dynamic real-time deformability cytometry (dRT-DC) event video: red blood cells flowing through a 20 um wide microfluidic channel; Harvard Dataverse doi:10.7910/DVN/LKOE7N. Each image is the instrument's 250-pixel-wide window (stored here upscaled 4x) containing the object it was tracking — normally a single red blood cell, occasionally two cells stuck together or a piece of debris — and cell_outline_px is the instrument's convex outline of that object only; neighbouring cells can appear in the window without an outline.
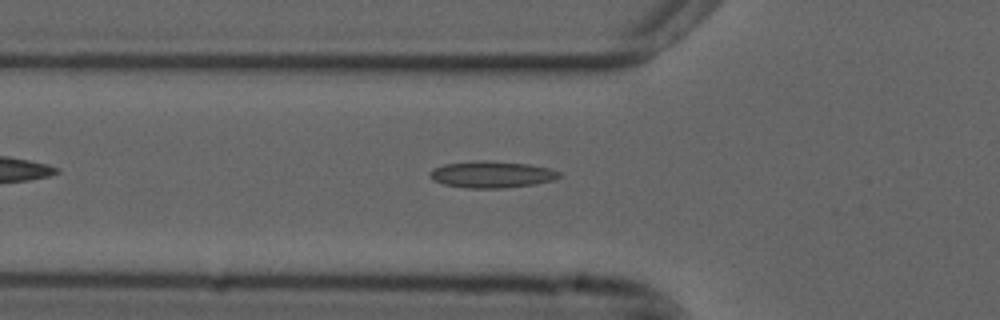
{"species": "common noctule bat (a hibernating species)", "species_latin": "Nyctalus noctula", "temperature_condition": "cold", "stored_images_in_passage": 20, "camera_frame_rate_fps": 3000, "um_per_image_px": 0.085, "animal": {"sex": "male", "forearm_length_mm": 52.5}, "frame": {"image": 1, "passage_image": 8, "time_ms": 2.333, "image_size_px": [1000, 320], "cell_outline_px": [[564, 176], [552, 180], [536, 184], [504, 188], [468, 188], [444, 184], [432, 180], [432, 172], [436, 168], [444, 164], [476, 160], [484, 160], [528, 164], [548, 168], [560, 172]], "centroid_in_image_um": [41.86, 14.83], "position_along_channel_um": 83.9, "area_um2": 19.94}}
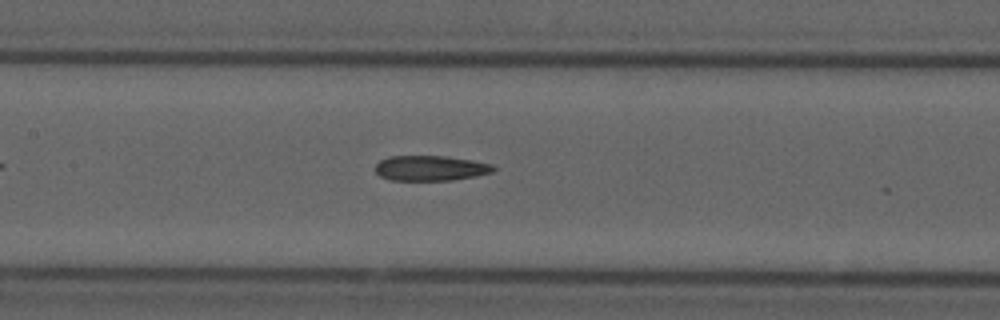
{"frame": {"image": 2, "passage_image": 15, "time_ms": 4.667, "image_size_px": [1000, 320], "cell_outline_px": [[496, 168], [492, 172], [476, 176], [452, 180], [392, 180], [380, 176], [376, 172], [376, 164], [380, 160], [388, 156], [444, 156], [472, 160], [492, 164]], "centroid_in_image_um": [36.59, 14.29], "position_along_channel_um": 170.8, "area_um2": 17.28}}
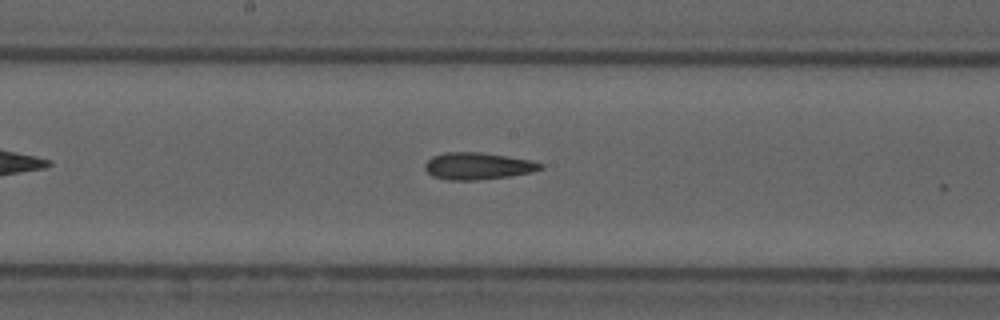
{"frame": {"image": 3, "passage_image": 18, "time_ms": 5.667, "image_size_px": [1000, 320], "cell_outline_px": [[544, 168], [532, 172], [508, 176], [476, 180], [448, 180], [432, 176], [424, 168], [424, 164], [432, 156], [444, 152], [480, 152], [532, 160], [544, 164]], "centroid_in_image_um": [40.61, 14.11], "position_along_channel_um": 207.6, "area_um2": 18.21}}